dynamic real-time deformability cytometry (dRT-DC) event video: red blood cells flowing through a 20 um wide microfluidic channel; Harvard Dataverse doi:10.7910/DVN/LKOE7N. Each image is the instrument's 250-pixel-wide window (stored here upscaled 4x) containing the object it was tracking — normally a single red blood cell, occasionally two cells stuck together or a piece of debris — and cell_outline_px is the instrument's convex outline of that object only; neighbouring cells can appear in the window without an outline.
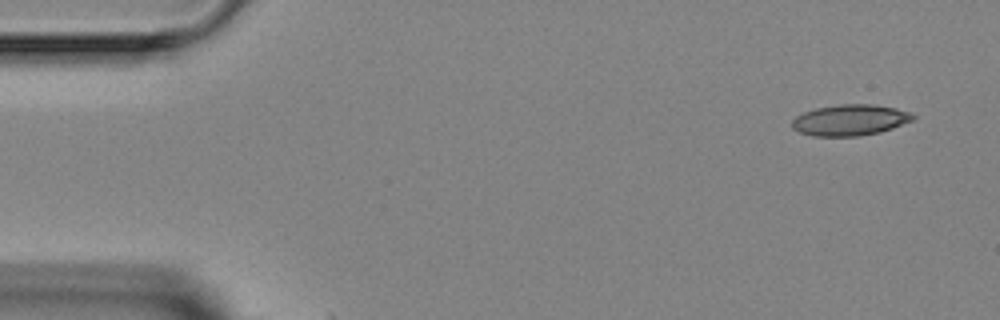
{"species": "Egyptian fruit bat (a non-hibernating species)", "species_latin": "Rousettus aegyptiacus", "temperature_condition": "room temperature", "stored_images_in_passage": 4, "camera_frame_rate_fps": 3000, "um_per_image_px": 0.085, "animal": {"sex": "female"}, "frame": {"image": 1, "passage_image": 1, "time_ms": 0.0, "image_size_px": [1000, 320], "cell_outline_px": [[916, 116], [912, 120], [892, 128], [880, 132], [860, 136], [812, 136], [800, 132], [792, 128], [792, 120], [796, 116], [804, 112], [816, 108], [840, 104], [872, 104], [896, 108], [912, 112]], "centroid_in_image_um": [72.26, 10.2], "position_along_channel_um": 12.7, "area_um2": 21.91}}
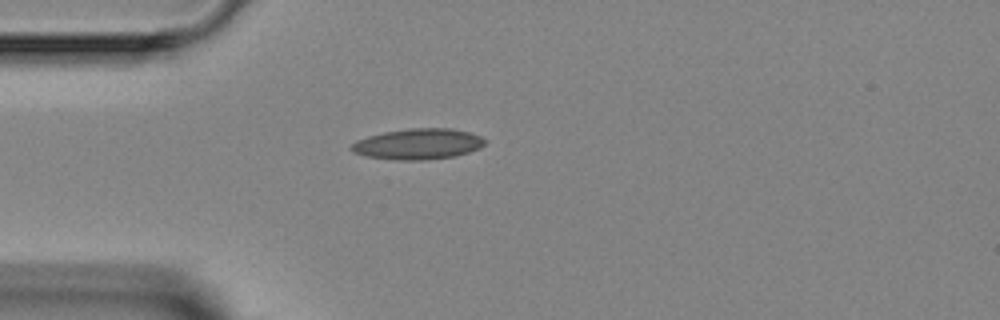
{"frame": {"image": 2, "passage_image": 4, "time_ms": 3.333, "image_size_px": [1000, 320], "cell_outline_px": [[488, 140], [480, 148], [456, 156], [424, 160], [400, 160], [368, 156], [352, 152], [348, 148], [356, 140], [368, 136], [384, 132], [408, 128], [452, 128], [468, 132], [480, 136]], "centroid_in_image_um": [35.54, 12.23], "position_along_channel_um": 49.5, "area_um2": 23.99}}